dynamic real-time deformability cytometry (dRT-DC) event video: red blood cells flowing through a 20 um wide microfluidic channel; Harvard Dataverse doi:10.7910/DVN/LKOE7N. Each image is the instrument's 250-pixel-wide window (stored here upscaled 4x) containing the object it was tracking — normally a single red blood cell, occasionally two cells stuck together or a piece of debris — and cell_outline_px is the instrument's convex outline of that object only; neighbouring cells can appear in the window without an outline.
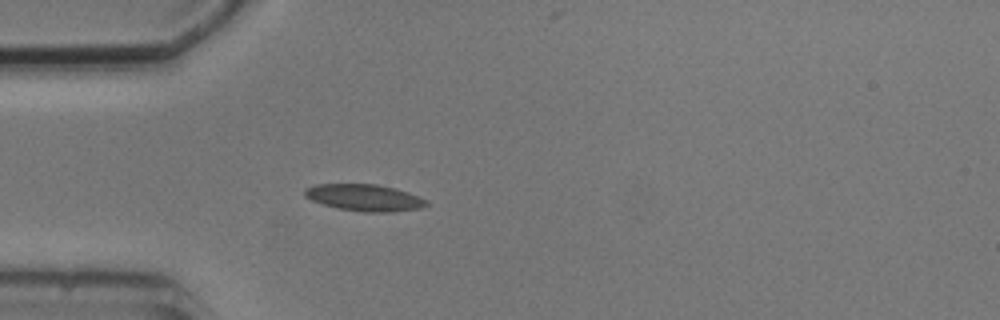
{"species": "common noctule bat (a hibernating species)", "species_latin": "Nyctalus noctula", "temperature_condition": "cold", "stored_images_in_passage": 1, "camera_frame_rate_fps": 3000, "um_per_image_px": 0.085, "animal": {"sex": "male", "body_mass_g": 20.5, "forearm_length_mm": 52.5}, "frame": {"image": 1, "passage_image": 1, "time_ms": 0.0, "image_size_px": [1000, 320], "cell_outline_px": [[428, 204], [420, 208], [392, 212], [364, 212], [336, 208], [312, 200], [304, 196], [304, 188], [316, 184], [376, 184], [396, 188], [408, 192], [428, 200]], "centroid_in_image_um": [30.98, 16.79], "position_along_channel_um": 54.0, "area_um2": 19.02}}